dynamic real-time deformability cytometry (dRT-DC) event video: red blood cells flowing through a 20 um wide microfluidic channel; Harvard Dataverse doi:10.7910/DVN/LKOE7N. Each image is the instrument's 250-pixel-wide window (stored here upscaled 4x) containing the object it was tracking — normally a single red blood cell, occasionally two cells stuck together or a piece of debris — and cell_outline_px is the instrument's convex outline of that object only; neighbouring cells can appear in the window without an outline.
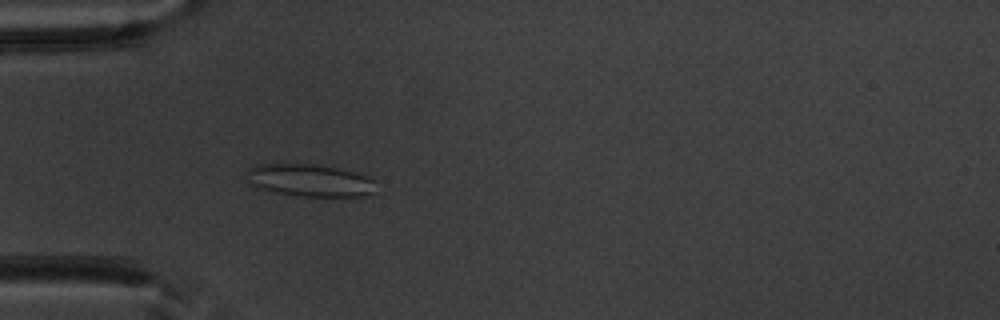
{"species": "common noctule bat (a hibernating species)", "species_latin": "Nyctalus noctula", "temperature_condition": "warm", "stored_images_in_passage": 48, "camera_frame_rate_fps": 3000, "um_per_image_px": 0.085, "animal": {"sex": "male", "body_mass_g": 20.1, "forearm_length_mm": 53.5}, "frame": {"image": 1, "passage_image": 13, "time_ms": 4.0, "image_size_px": [1000, 320], "cell_outline_px": [[376, 192], [360, 196], [296, 196], [256, 188], [248, 184], [248, 168], [256, 164], [316, 164], [340, 168], [356, 172], [372, 180]], "centroid_in_image_um": [26.28, 15.32], "position_along_channel_um": 58.7, "area_um2": 24.45}}
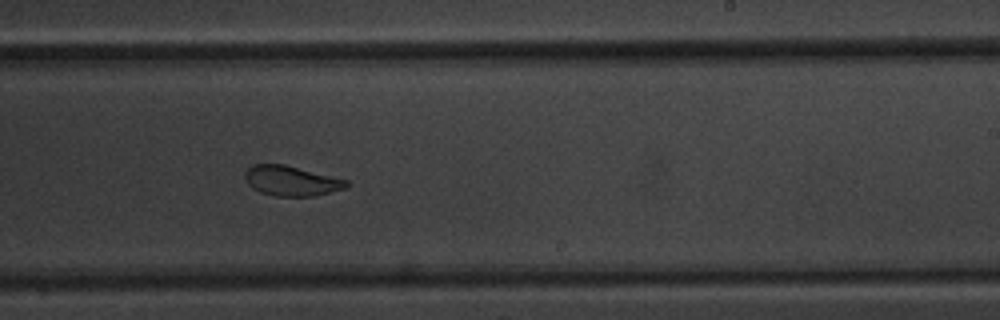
{"frame": {"image": 2, "passage_image": 29, "time_ms": 9.333, "image_size_px": [1000, 320], "cell_outline_px": [[352, 184], [344, 188], [312, 196], [276, 196], [260, 192], [252, 188], [248, 184], [244, 176], [244, 172], [252, 164], [284, 164], [348, 180]], "centroid_in_image_um": [24.74, 15.36], "position_along_channel_um": 264.3, "area_um2": 17.69}}
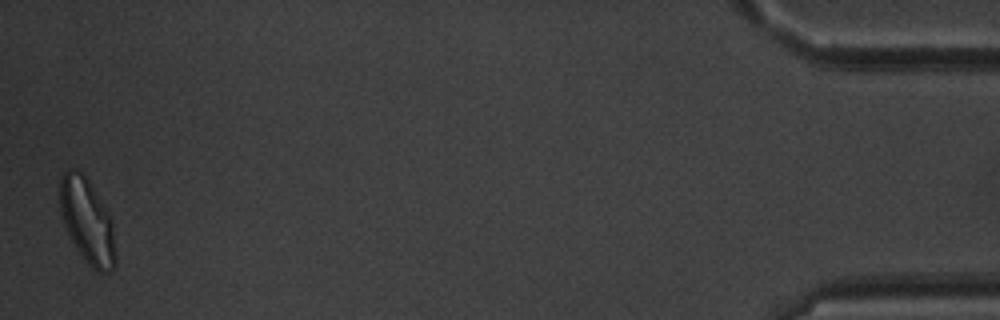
{"frame": {"image": 3, "passage_image": 48, "time_ms": 15.667, "image_size_px": [1000, 320], "cell_outline_px": [[116, 264], [108, 272], [96, 272], [84, 260], [76, 248], [64, 224], [60, 212], [60, 176], [68, 168], [80, 172], [88, 180], [112, 220], [116, 256]], "centroid_in_image_um": [7.41, 18.82], "position_along_channel_um": 427.8, "area_um2": 27.17}, "authors_computed_cell_mechanics": {"area_um2": 21.7906, "velocity_mm_per_s": 3.9524, "shape_relaxation_time_tau1_ms": 4.639, "shape_relaxation_time_tau2_ms": 1.554, "deformation_change_tau1": 0.1197, "deformation_change_tau2": 0.0739}}